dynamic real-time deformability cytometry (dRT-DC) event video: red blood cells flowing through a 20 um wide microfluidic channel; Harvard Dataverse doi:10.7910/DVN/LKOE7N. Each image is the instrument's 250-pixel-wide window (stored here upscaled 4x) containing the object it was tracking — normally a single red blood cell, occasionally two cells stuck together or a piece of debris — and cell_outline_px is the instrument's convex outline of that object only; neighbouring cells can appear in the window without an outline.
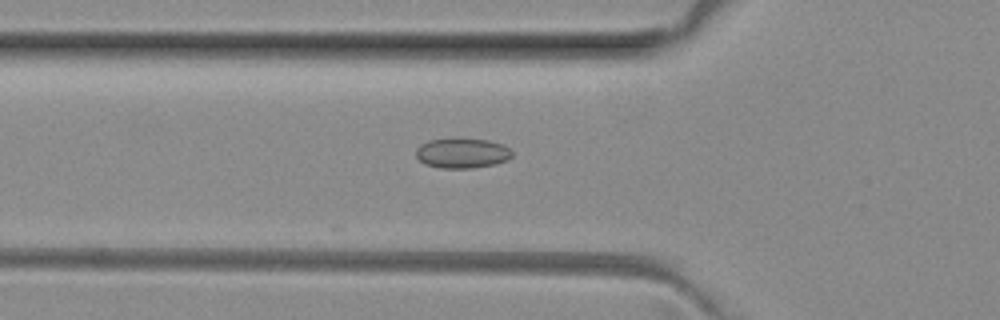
{"species": "common noctule bat (a hibernating species)", "species_latin": "Nyctalus noctula", "temperature_condition": "room temperature", "stored_images_in_passage": 22, "camera_frame_rate_fps": 3000, "um_per_image_px": 0.085, "animal": {"sex": "female", "body_mass_g": 29.2, "forearm_length_mm": 56.3}, "frame": {"image": 1, "passage_image": 12, "time_ms": 3.667, "image_size_px": [1000, 320], "cell_outline_px": [[512, 156], [508, 160], [496, 164], [472, 168], [440, 168], [424, 164], [416, 156], [416, 148], [420, 144], [428, 140], [452, 136], [456, 136], [488, 140], [504, 144], [512, 152]], "centroid_in_image_um": [39.27, 12.98], "position_along_channel_um": 86.5, "area_um2": 17.51}}
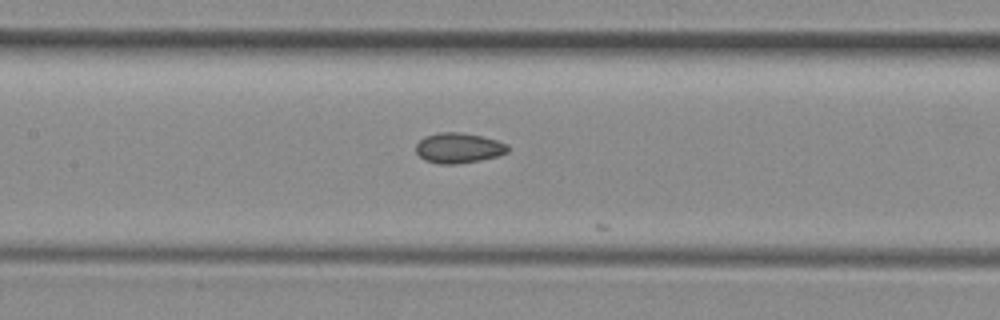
{"frame": {"image": 2, "passage_image": 18, "time_ms": 5.667, "image_size_px": [1000, 320], "cell_outline_px": [[508, 152], [500, 156], [480, 160], [456, 164], [440, 164], [424, 160], [416, 152], [416, 144], [424, 136], [436, 132], [460, 132], [480, 136], [496, 140], [508, 144]], "centroid_in_image_um": [38.97, 12.58], "position_along_channel_um": 168.4, "area_um2": 16.3}}
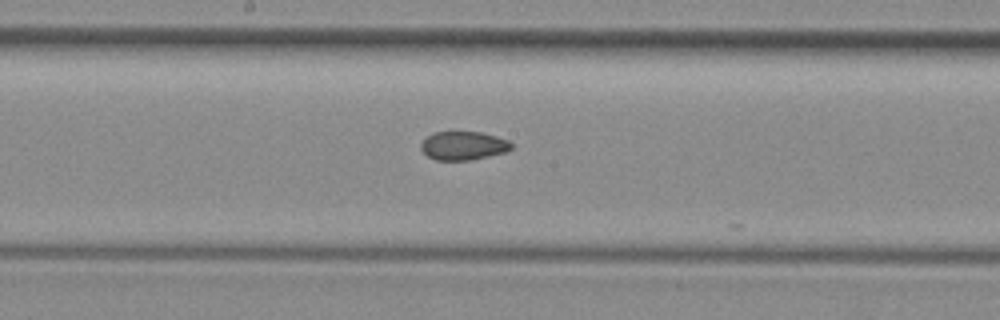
{"frame": {"image": 3, "passage_image": 21, "time_ms": 6.667, "image_size_px": [1000, 320], "cell_outline_px": [[512, 148], [504, 152], [472, 160], [436, 160], [428, 156], [420, 148], [420, 144], [432, 132], [480, 132], [496, 136], [508, 140], [512, 144]], "centroid_in_image_um": [39.37, 12.38], "position_along_channel_um": 208.8, "area_um2": 14.97}}